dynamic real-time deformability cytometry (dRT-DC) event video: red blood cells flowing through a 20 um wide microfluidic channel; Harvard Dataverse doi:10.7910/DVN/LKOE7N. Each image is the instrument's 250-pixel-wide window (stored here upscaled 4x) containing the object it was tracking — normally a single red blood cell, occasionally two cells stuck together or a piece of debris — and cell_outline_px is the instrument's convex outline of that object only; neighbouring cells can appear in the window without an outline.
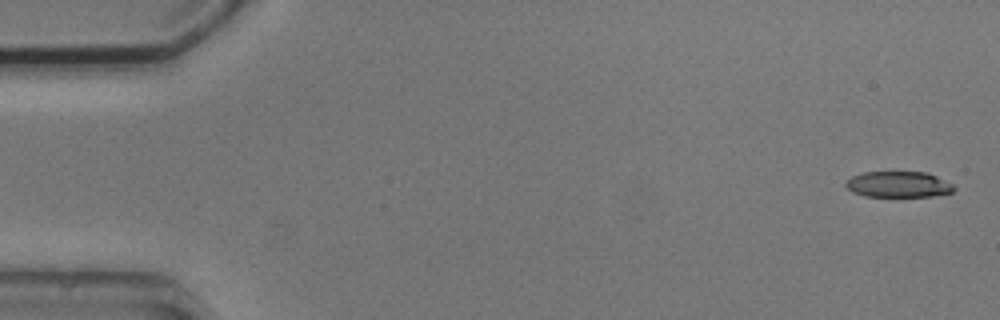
{"species": "common noctule bat (a hibernating species)", "species_latin": "Nyctalus noctula", "temperature_condition": "cold", "stored_images_in_passage": 4, "camera_frame_rate_fps": 3000, "um_per_image_px": 0.085, "animal": {"sex": "male", "body_mass_g": 20.5, "forearm_length_mm": 52.5}, "frame": {"image": 1, "passage_image": 1, "time_ms": 0.0, "image_size_px": [1000, 320], "cell_outline_px": [[956, 188], [952, 192], [932, 196], [864, 196], [852, 192], [844, 184], [852, 176], [864, 172], [928, 172], [952, 184]], "centroid_in_image_um": [76.36, 15.67], "position_along_channel_um": 8.6, "area_um2": 16.24}}
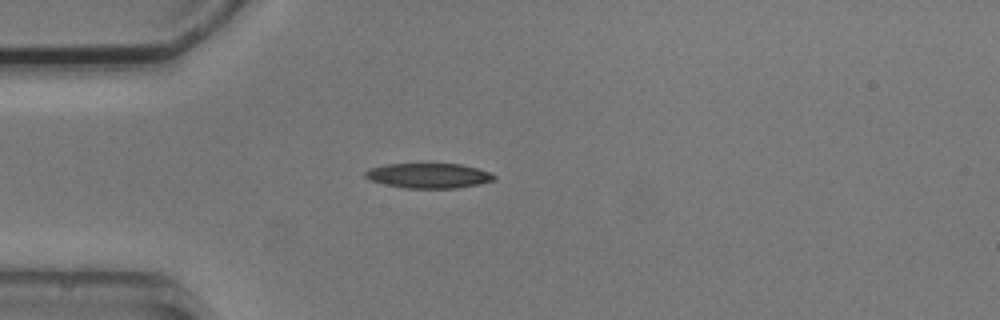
{"frame": {"image": 2, "passage_image": 4, "time_ms": 4.333, "image_size_px": [1000, 320], "cell_outline_px": [[496, 180], [456, 188], [404, 188], [384, 184], [368, 180], [364, 176], [364, 172], [372, 168], [384, 164], [460, 164], [476, 168], [488, 172], [496, 176]], "centroid_in_image_um": [36.39, 14.93], "position_along_channel_um": 48.6, "area_um2": 18.61}}